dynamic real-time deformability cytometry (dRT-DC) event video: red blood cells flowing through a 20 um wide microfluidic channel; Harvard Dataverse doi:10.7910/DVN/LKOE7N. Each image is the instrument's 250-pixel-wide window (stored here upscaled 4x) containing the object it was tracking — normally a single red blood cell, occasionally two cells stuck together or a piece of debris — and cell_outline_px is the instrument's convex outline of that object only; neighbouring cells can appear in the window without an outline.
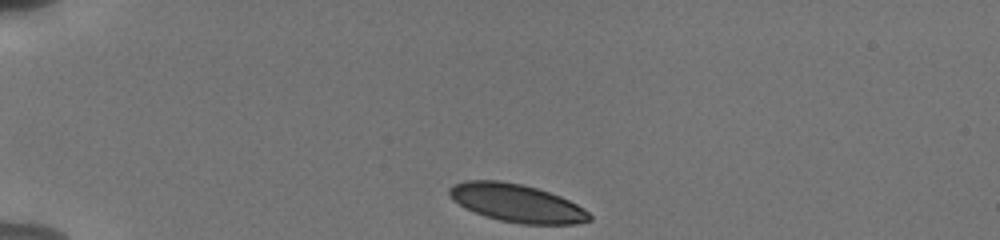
{"species": "human", "species_latin": "Homo sapiens", "temperature_condition": "cold", "stored_images_in_passage": 42, "camera_frame_rate_fps": 3000, "um_per_image_px": 0.085, "donor": {"sex": "male"}, "frame": {"image": 1, "passage_image": 1, "time_ms": 0.0, "image_size_px": [1000, 240], "cell_outline_px": [[592, 220], [576, 224], [520, 224], [500, 220], [484, 216], [464, 208], [452, 200], [448, 192], [448, 188], [452, 184], [464, 180], [500, 180], [520, 184], [536, 188], [560, 196], [584, 208], [592, 216]], "centroid_in_image_um": [43.89, 17.26], "position_along_channel_um": 41.1, "area_um2": 31.21}}
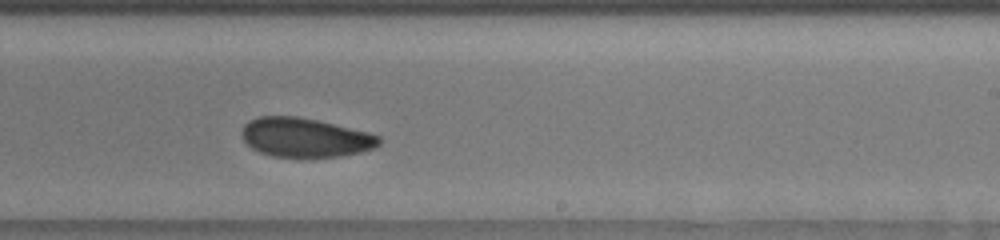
{"frame": {"image": 2, "passage_image": 23, "time_ms": 7.333, "image_size_px": [1000, 240], "cell_outline_px": [[380, 144], [376, 148], [360, 152], [340, 156], [272, 156], [260, 152], [252, 148], [244, 140], [240, 132], [244, 124], [248, 120], [260, 116], [300, 116], [368, 132], [380, 136]], "centroid_in_image_um": [25.92, 11.67], "position_along_channel_um": 263.1, "area_um2": 31.21}}
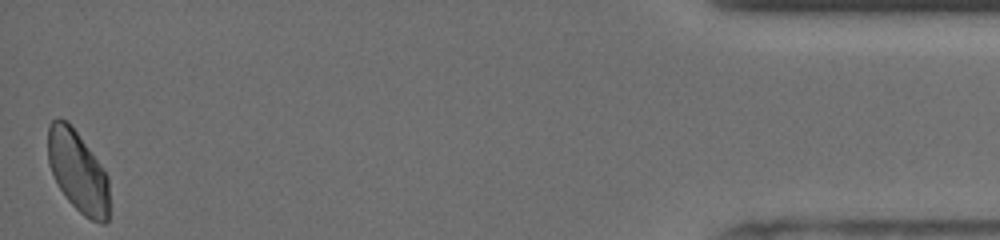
{"frame": {"image": 3, "passage_image": 42, "time_ms": 13.667, "image_size_px": [1000, 240], "cell_outline_px": [[108, 220], [104, 224], [100, 224], [84, 216], [68, 200], [60, 188], [48, 164], [48, 124], [52, 120], [68, 120], [108, 176]], "centroid_in_image_um": [6.61, 14.59], "position_along_channel_um": 428.6, "area_um2": 28.67}, "authors_computed_cell_mechanics": {"area_um2": 31.212, "velocity_mm_per_s": 3.7711, "shape_relaxation_time_tau1_ms": 4.5346, "shape_relaxation_time_tau2_ms": 3.2075, "deformation_change_tau1": 0.0986, "deformation_change_tau2": 0.0709}}